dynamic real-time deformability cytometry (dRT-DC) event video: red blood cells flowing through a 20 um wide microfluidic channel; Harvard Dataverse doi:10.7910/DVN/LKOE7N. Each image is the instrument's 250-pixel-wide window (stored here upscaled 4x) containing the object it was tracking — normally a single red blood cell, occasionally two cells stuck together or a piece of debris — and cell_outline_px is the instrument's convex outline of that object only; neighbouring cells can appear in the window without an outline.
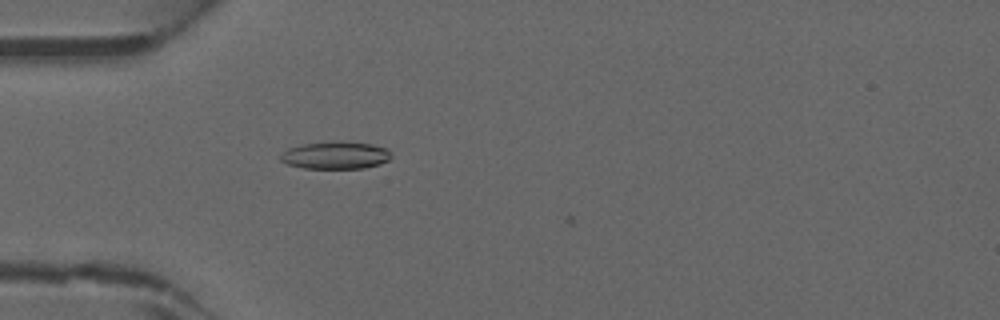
{"species": "common noctule bat (a hibernating species)", "species_latin": "Nyctalus noctula", "temperature_condition": "warm", "stored_images_in_passage": 33, "camera_frame_rate_fps": 3000, "um_per_image_px": 0.085, "animal": {"sex": "male", "forearm_length_mm": 52.5}, "frame": {"image": 1, "passage_image": 2, "time_ms": 0.333, "image_size_px": [1000, 320], "cell_outline_px": [[392, 156], [388, 160], [380, 164], [364, 168], [304, 168], [288, 164], [280, 160], [280, 156], [288, 148], [304, 144], [340, 140], [372, 144], [388, 148]], "centroid_in_image_um": [28.56, 13.18], "position_along_channel_um": 56.4, "area_um2": 17.8}}
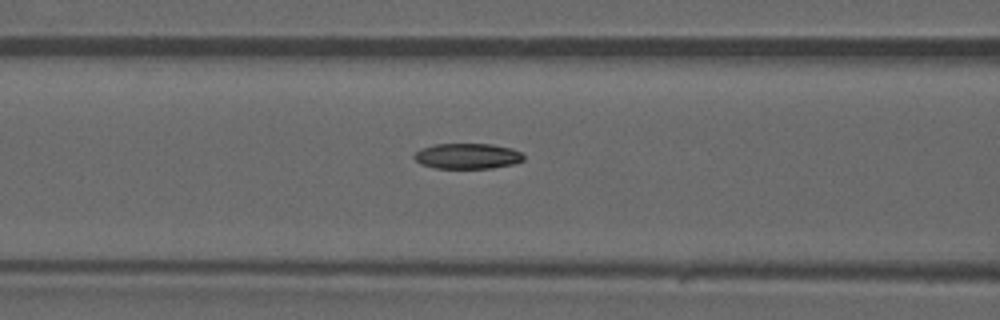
{"frame": {"image": 2, "passage_image": 7, "time_ms": 2.0, "image_size_px": [1000, 320], "cell_outline_px": [[524, 160], [512, 164], [492, 168], [436, 168], [420, 164], [412, 156], [416, 152], [432, 144], [492, 144], [512, 148], [520, 152], [524, 156]], "centroid_in_image_um": [39.73, 13.26], "position_along_channel_um": 126.9, "area_um2": 16.24}}
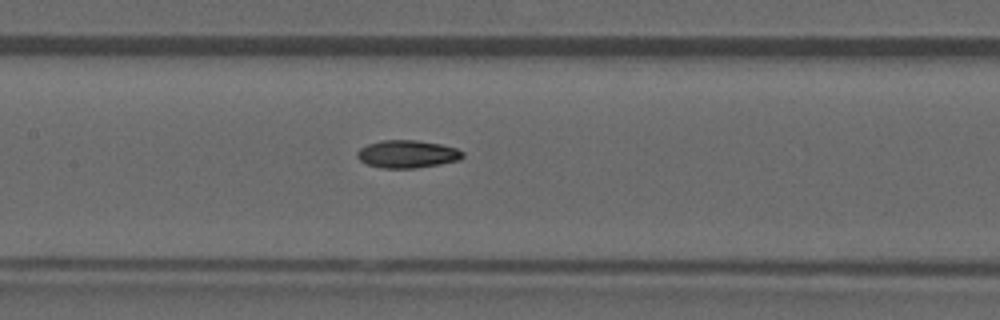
{"frame": {"image": 3, "passage_image": 10, "time_ms": 3.0, "image_size_px": [1000, 320], "cell_outline_px": [[464, 156], [460, 160], [440, 164], [416, 168], [380, 168], [368, 164], [360, 160], [356, 156], [356, 152], [360, 148], [368, 144], [380, 140], [416, 140], [440, 144], [456, 148], [464, 152]], "centroid_in_image_um": [34.62, 13.09], "position_along_channel_um": 172.8, "area_um2": 17.11}}